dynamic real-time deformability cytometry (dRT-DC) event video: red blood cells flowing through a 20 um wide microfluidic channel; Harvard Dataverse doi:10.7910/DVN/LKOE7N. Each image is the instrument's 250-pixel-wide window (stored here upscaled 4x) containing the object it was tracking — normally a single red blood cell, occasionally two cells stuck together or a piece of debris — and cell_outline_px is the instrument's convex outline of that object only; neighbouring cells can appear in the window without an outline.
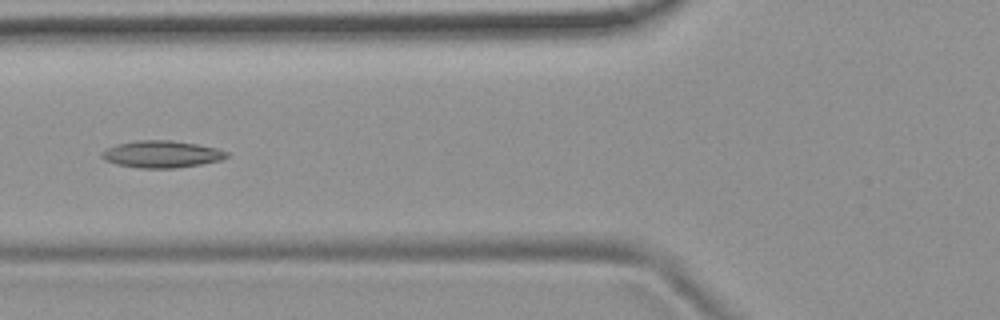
{"species": "common noctule bat (a hibernating species)", "species_latin": "Nyctalus noctula", "temperature_condition": "room temperature", "stored_images_in_passage": 37, "camera_frame_rate_fps": 3000, "um_per_image_px": 0.085, "animal": {"sex": "female", "body_mass_g": 19.9}, "frame": {"image": 1, "passage_image": 4, "time_ms": 1.0, "image_size_px": [1000, 320], "cell_outline_px": [[228, 156], [224, 160], [176, 168], [140, 168], [116, 164], [104, 160], [100, 156], [100, 152], [116, 144], [136, 140], [172, 140], [196, 144], [216, 148], [228, 152]], "centroid_in_image_um": [13.72, 13.1], "position_along_channel_um": 112.1, "area_um2": 19.77}}
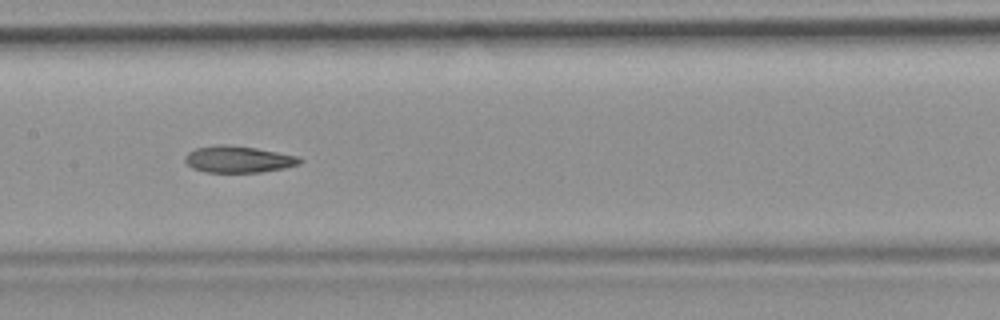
{"frame": {"image": 2, "passage_image": 10, "time_ms": 3.0, "image_size_px": [1000, 320], "cell_outline_px": [[304, 160], [300, 164], [284, 168], [260, 172], [204, 172], [192, 168], [184, 160], [184, 156], [188, 152], [196, 148], [220, 144], [228, 144], [256, 148], [296, 156]], "centroid_in_image_um": [20.23, 13.54], "position_along_channel_um": 187.2, "area_um2": 17.8}}
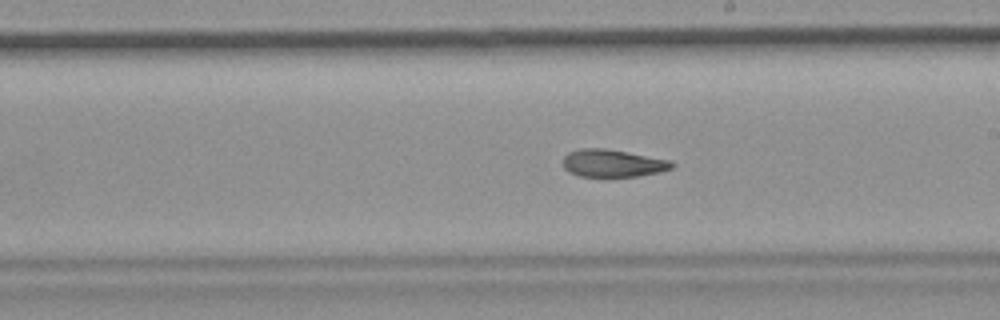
{"frame": {"image": 3, "passage_image": 14, "time_ms": 4.333, "image_size_px": [1000, 320], "cell_outline_px": [[676, 164], [672, 168], [660, 172], [640, 176], [580, 176], [568, 172], [564, 168], [564, 156], [568, 152], [580, 148], [604, 148], [672, 160]], "centroid_in_image_um": [52.11, 13.87], "position_along_channel_um": 236.9, "area_um2": 17.51}}